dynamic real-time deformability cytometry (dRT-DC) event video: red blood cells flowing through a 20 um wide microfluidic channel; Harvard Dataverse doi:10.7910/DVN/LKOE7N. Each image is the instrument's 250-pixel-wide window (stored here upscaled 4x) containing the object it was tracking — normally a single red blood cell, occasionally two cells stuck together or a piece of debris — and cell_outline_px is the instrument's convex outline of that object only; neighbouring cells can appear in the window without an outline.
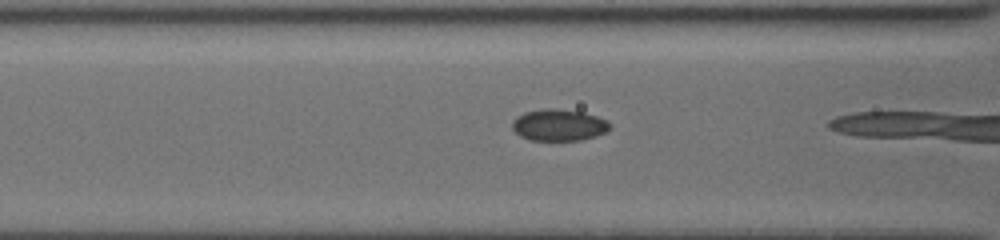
{"species": "common noctule bat (a hibernating species)", "species_latin": "Nyctalus noctula", "temperature_condition": "cold", "stored_images_in_passage": 6, "camera_frame_rate_fps": 3000, "um_per_image_px": 0.085, "animal": {"sex": "female", "body_mass_g": 19.5, "forearm_length_mm": 54.1}, "frame": {"image": 1, "passage_image": 5, "time_ms": 1.333, "image_size_px": [1000, 240], "cell_outline_px": [[612, 124], [604, 132], [596, 136], [580, 140], [532, 140], [520, 136], [512, 128], [512, 120], [516, 116], [524, 112], [544, 108], [556, 108], [584, 112], [608, 120]], "centroid_in_image_um": [47.48, 10.61], "position_along_channel_um": 119.1, "area_um2": 18.09}}